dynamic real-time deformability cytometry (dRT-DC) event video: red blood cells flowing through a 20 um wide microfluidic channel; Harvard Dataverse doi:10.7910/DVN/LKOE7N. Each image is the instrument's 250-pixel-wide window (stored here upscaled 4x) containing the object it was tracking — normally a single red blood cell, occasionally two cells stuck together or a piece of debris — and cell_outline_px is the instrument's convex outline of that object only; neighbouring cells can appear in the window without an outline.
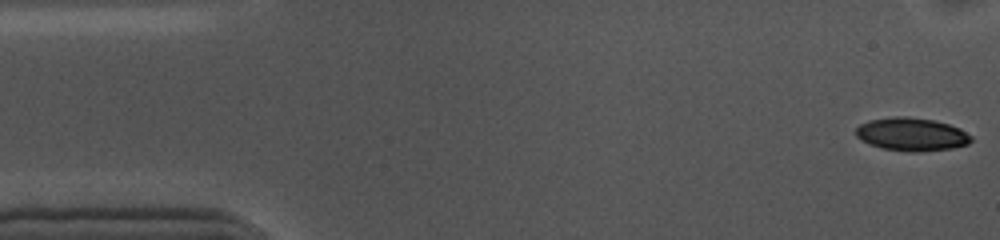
{"species": "common noctule bat (a hibernating species)", "species_latin": "Nyctalus noctula", "temperature_condition": "cold", "stored_images_in_passage": 55, "camera_frame_rate_fps": 3000, "um_per_image_px": 0.085, "animal": {"sex": "female", "body_mass_g": 10.0, "forearm_length_mm": 53.1}, "frame": {"image": 1, "passage_image": 1, "time_ms": 0.0, "image_size_px": [1000, 240], "cell_outline_px": [[972, 140], [968, 144], [952, 148], [920, 152], [912, 152], [884, 148], [860, 140], [856, 136], [856, 128], [860, 124], [868, 120], [892, 116], [908, 116], [936, 120], [960, 128], [972, 136]], "centroid_in_image_um": [77.5, 11.4], "position_along_channel_um": 7.5, "area_um2": 22.37}}
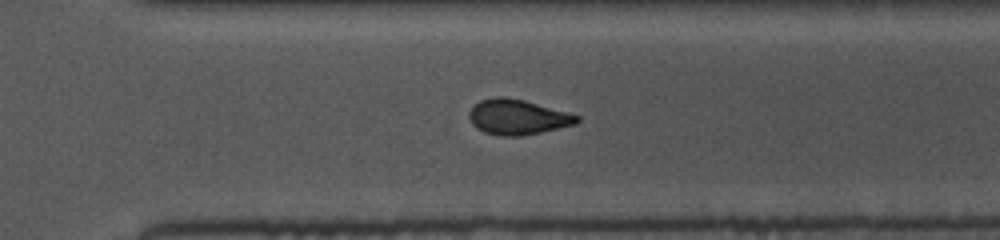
{"frame": {"image": 2, "passage_image": 37, "time_ms": 12.0, "image_size_px": [1000, 240], "cell_outline_px": [[580, 120], [576, 124], [540, 132], [520, 136], [500, 136], [484, 132], [476, 128], [472, 124], [468, 116], [468, 112], [480, 100], [496, 96], [504, 96], [524, 100], [568, 112], [580, 116]], "centroid_in_image_um": [43.98, 9.94], "position_along_channel_um": 326.6, "area_um2": 22.14}}
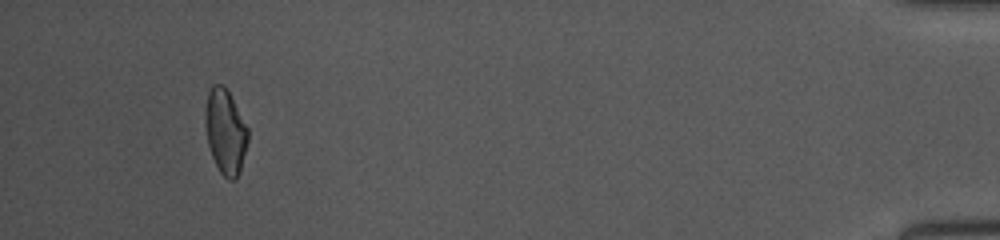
{"frame": {"image": 3, "passage_image": 51, "time_ms": 16.667, "image_size_px": [1000, 240], "cell_outline_px": [[248, 140], [240, 172], [236, 180], [228, 180], [220, 172], [212, 156], [208, 144], [204, 124], [204, 108], [208, 92], [212, 84], [224, 84], [248, 128]], "centroid_in_image_um": [19.14, 11.18], "position_along_channel_um": 416.1, "area_um2": 21.27}, "authors_computed_cell_mechanics": {"area_um2": 22.253, "velocity_mm_per_s": 3.5707, "shape_relaxation_time_tau1_ms": 3.6476, "shape_relaxation_time_tau2_ms": 2.7983, "deformation_change_tau1": 0.1015, "deformation_change_tau2": 0.0789}}